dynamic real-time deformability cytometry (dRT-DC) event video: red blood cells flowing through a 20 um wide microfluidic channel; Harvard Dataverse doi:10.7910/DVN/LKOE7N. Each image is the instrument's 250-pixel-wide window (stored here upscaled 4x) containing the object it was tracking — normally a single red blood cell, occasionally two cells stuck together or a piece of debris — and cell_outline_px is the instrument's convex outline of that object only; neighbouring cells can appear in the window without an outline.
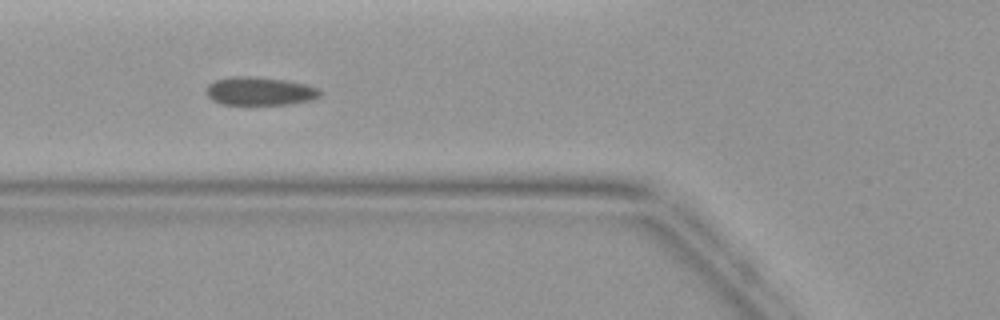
{"species": "common noctule bat (a hibernating species)", "species_latin": "Nyctalus noctula", "temperature_condition": "warm", "stored_images_in_passage": 5, "camera_frame_rate_fps": 3000, "um_per_image_px": 0.085, "animal": {"sex": "female", "body_mass_g": 19.9}, "frame": {"image": 1, "passage_image": 5, "time_ms": 4.667, "image_size_px": [1000, 320], "cell_outline_px": [[320, 96], [312, 100], [288, 104], [224, 104], [212, 100], [204, 92], [208, 84], [216, 80], [232, 76], [252, 76], [284, 80], [308, 84], [320, 88]], "centroid_in_image_um": [22.08, 7.74], "position_along_channel_um": 103.7, "area_um2": 18.84}}